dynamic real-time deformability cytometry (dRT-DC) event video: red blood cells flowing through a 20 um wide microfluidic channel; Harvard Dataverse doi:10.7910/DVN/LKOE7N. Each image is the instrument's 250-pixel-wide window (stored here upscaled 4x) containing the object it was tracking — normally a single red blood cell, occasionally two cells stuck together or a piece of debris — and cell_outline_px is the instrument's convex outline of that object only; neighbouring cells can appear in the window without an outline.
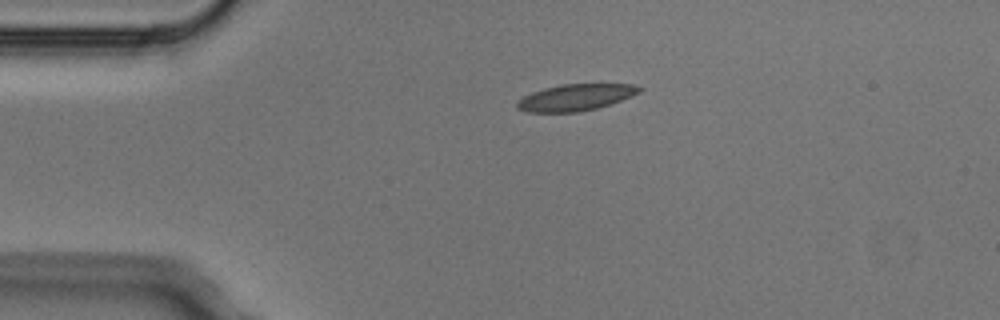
{"species": "Egyptian fruit bat (a non-hibernating species)", "species_latin": "Rousettus aegyptiacus", "temperature_condition": "cold", "stored_images_in_passage": 2, "camera_frame_rate_fps": 3000, "um_per_image_px": 0.085, "animal": {"sex": "male"}, "frame": {"image": 1, "passage_image": 1, "time_ms": 0.0, "image_size_px": [1000, 320], "cell_outline_px": [[644, 88], [640, 92], [620, 100], [596, 108], [580, 112], [528, 112], [516, 108], [516, 100], [532, 92], [544, 88], [560, 84], [632, 84]], "centroid_in_image_um": [48.88, 8.27], "position_along_channel_um": 36.1, "area_um2": 18.84}}